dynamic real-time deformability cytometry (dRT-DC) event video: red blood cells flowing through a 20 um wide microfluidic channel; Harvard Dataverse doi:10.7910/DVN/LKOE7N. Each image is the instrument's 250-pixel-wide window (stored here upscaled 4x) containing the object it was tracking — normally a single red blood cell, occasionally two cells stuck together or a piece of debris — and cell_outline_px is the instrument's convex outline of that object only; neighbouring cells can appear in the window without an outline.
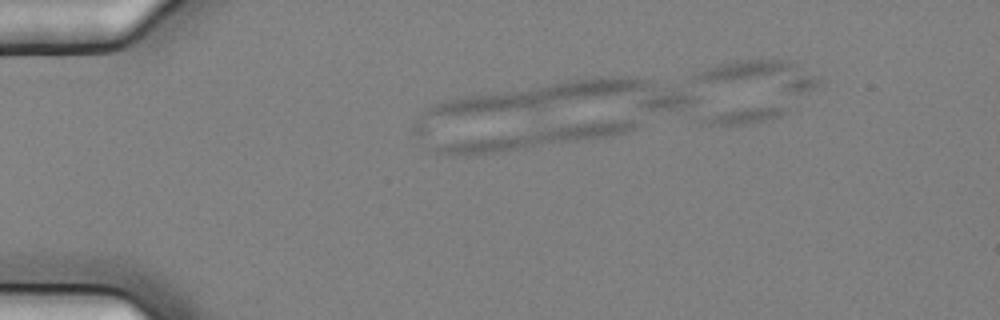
{"species": "common noctule bat (a hibernating species)", "species_latin": "Nyctalus noctula", "temperature_condition": "cold", "stored_images_in_passage": 5, "camera_frame_rate_fps": 3000, "um_per_image_px": 0.085, "animal": {"sex": "female", "body_mass_g": 25.1}, "frame": {"image": 1, "passage_image": 3, "time_ms": 0.667, "image_size_px": [1000, 320], "cell_outline_px": [[636, 124], [632, 128], [620, 132], [604, 136], [500, 152], [432, 152], [436, 148], [444, 144], [468, 140], [576, 124], [608, 120], [628, 120]], "centroid_in_image_um": [45.77, 11.68], "position_along_channel_um": 39.2, "area_um2": 20.29}}